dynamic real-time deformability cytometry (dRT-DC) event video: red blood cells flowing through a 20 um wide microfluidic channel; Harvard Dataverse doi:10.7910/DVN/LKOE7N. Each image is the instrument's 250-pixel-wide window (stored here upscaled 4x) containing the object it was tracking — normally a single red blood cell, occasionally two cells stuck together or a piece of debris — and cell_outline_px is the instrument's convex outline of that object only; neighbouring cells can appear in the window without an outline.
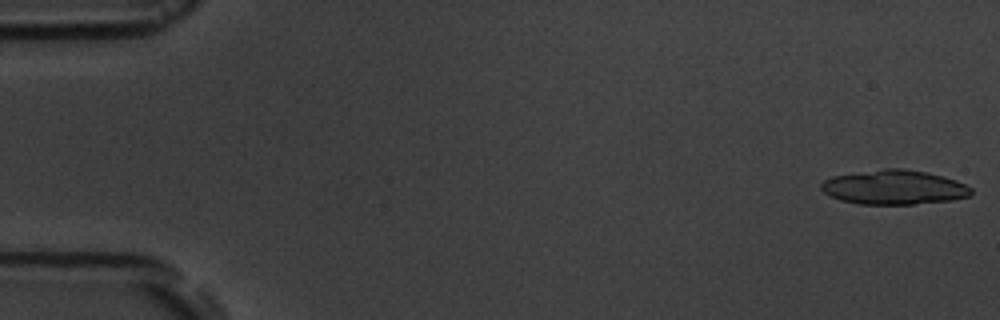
{"species": "common noctule bat (a hibernating species)", "species_latin": "Nyctalus noctula", "temperature_condition": "room temperature", "stored_images_in_passage": 6, "camera_frame_rate_fps": 3000, "um_per_image_px": 0.085, "animal": {"sex": "male", "body_mass_g": 19.5, "forearm_length_mm": 54.6}, "frame": {"image": 1, "passage_image": 1, "time_ms": 0.0, "image_size_px": [1000, 320], "cell_outline_px": [[972, 196], [952, 200], [916, 204], [860, 204], [840, 200], [824, 192], [820, 188], [820, 184], [824, 180], [832, 176], [884, 168], [904, 168], [928, 172], [944, 176], [956, 180], [972, 188]], "centroid_in_image_um": [76.03, 15.91], "position_along_channel_um": 9.0, "area_um2": 30.29}}